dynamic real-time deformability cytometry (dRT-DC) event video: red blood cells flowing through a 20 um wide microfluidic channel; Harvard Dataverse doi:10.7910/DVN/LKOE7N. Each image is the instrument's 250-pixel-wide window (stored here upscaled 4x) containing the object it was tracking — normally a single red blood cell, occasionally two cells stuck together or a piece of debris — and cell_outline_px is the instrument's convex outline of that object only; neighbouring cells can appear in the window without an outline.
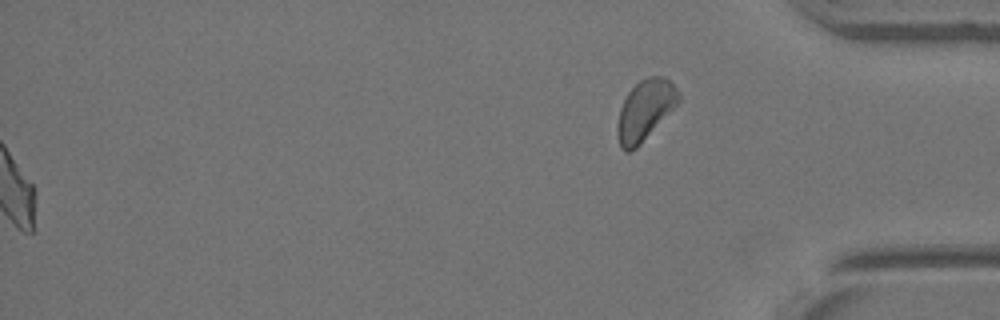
{"species": "Egyptian fruit bat (a non-hibernating species)", "species_latin": "Rousettus aegyptiacus", "temperature_condition": "warm", "stored_images_in_passage": 36, "segment_of_instrument_passage": [2, 2], "camera_frame_rate_fps": 3000, "um_per_image_px": 0.085, "animal": {"sex": "female"}, "frame": {"image": 1, "passage_image": 36, "time_ms": 11.667, "image_size_px": [1000, 320], "cell_outline_px": [[680, 100], [640, 144], [636, 148], [628, 152], [624, 152], [620, 148], [616, 132], [616, 124], [620, 108], [628, 92], [640, 80], [648, 76], [664, 76], [680, 92]], "centroid_in_image_um": [54.79, 9.37], "position_along_channel_um": 380.4, "area_um2": 21.33}}